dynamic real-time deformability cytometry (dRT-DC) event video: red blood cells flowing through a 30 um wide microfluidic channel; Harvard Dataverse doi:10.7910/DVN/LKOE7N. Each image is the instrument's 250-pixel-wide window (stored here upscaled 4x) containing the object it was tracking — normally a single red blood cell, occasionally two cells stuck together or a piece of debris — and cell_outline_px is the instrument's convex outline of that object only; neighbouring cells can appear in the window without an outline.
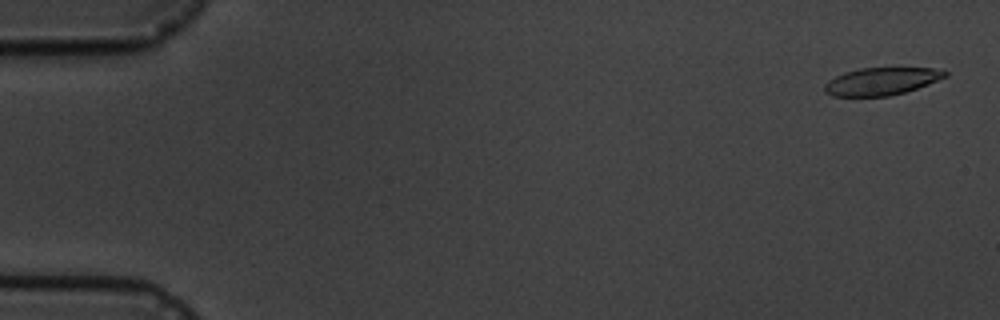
{"species": "common noctule bat (a hibernating species)", "species_latin": "Nyctalus noctula", "temperature_condition": "cold", "stored_images_in_passage": 4, "camera_frame_rate_fps": 3000, "um_per_image_px": 0.085, "animal": {"sex": "male", "body_mass_g": 19.5, "forearm_length_mm": 54.6}, "frame": {"image": 1, "passage_image": 1, "time_ms": 0.0, "image_size_px": [1000, 320], "cell_outline_px": [[948, 76], [928, 84], [904, 92], [888, 96], [832, 96], [824, 92], [824, 84], [828, 80], [844, 72], [860, 68], [932, 68], [948, 72]], "centroid_in_image_um": [74.89, 6.91], "position_along_channel_um": 10.1, "area_um2": 19.25}}